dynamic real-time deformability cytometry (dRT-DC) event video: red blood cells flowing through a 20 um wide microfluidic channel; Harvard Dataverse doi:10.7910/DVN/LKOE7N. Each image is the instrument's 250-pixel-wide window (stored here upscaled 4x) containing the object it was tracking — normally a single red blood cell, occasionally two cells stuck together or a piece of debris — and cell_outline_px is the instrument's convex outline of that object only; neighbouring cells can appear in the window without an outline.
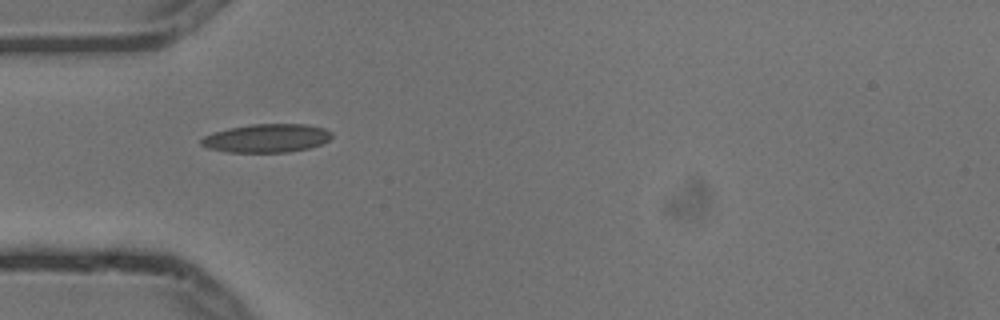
{"species": "common noctule bat (a hibernating species)", "species_latin": "Nyctalus noctula", "temperature_condition": "cold", "stored_images_in_passage": 3, "camera_frame_rate_fps": 3000, "um_per_image_px": 0.085, "animal": {"sex": "male", "body_mass_g": 13.3}, "frame": {"image": 1, "passage_image": 2, "time_ms": 0.333, "image_size_px": [1000, 320], "cell_outline_px": [[332, 136], [328, 140], [320, 144], [308, 148], [288, 152], [228, 152], [208, 148], [200, 144], [200, 140], [204, 136], [228, 128], [252, 124], [304, 124], [324, 128], [332, 132]], "centroid_in_image_um": [22.66, 11.74], "position_along_channel_um": 62.3, "area_um2": 21.5}}
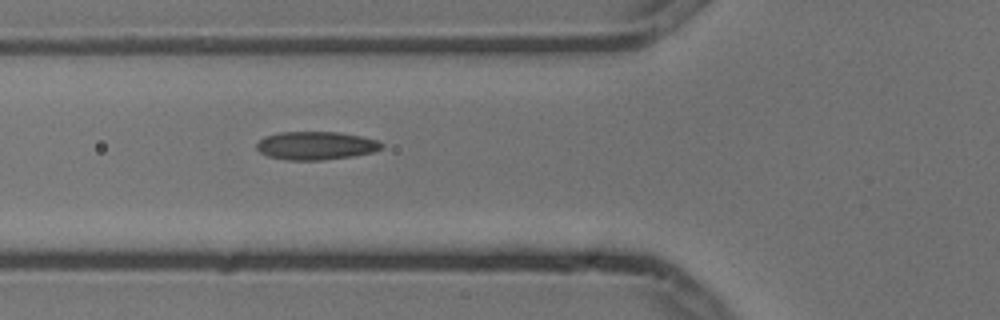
{"frame": {"image": 2, "passage_image": 3, "time_ms": 0.667, "image_size_px": [1000, 320], "cell_outline_px": [[384, 148], [372, 152], [352, 156], [320, 160], [288, 160], [268, 156], [260, 152], [256, 148], [256, 144], [264, 136], [280, 132], [340, 132], [380, 140], [384, 144]], "centroid_in_image_um": [26.87, 12.37], "position_along_channel_um": 98.9, "area_um2": 20.63}}